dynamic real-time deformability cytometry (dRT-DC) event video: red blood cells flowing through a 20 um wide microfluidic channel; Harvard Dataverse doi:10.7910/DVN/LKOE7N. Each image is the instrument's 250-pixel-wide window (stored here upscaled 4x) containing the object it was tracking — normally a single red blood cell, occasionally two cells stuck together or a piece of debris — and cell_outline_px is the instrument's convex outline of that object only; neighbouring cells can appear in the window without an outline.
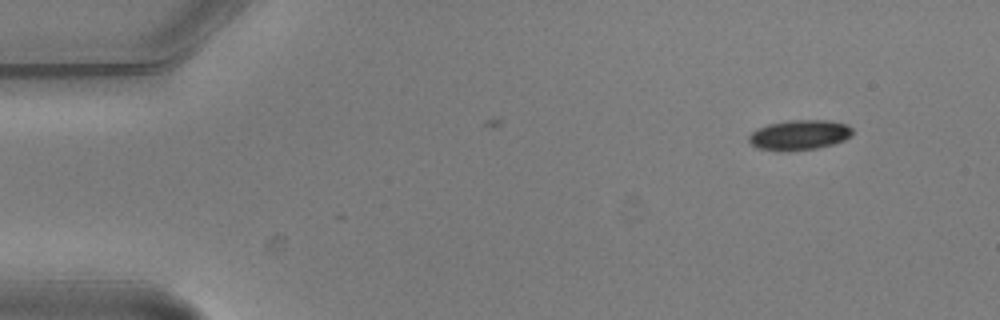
{"species": "common noctule bat (a hibernating species)", "species_latin": "Nyctalus noctula", "temperature_condition": "warm", "stored_images_in_passage": 5, "segment_of_instrument_passage": [1, 2], "camera_frame_rate_fps": 3000, "um_per_image_px": 0.085, "animal": {"sex": "male", "body_mass_g": 20.5, "forearm_length_mm": 52.5}, "frame": {"image": 1, "passage_image": 1, "time_ms": 0.0, "image_size_px": [1000, 320], "cell_outline_px": [[852, 136], [844, 140], [832, 144], [816, 148], [780, 152], [756, 148], [748, 140], [748, 136], [756, 128], [768, 124], [788, 120], [828, 120], [848, 124], [852, 128]], "centroid_in_image_um": [67.92, 11.47], "position_along_channel_um": 17.1, "area_um2": 18.38}}